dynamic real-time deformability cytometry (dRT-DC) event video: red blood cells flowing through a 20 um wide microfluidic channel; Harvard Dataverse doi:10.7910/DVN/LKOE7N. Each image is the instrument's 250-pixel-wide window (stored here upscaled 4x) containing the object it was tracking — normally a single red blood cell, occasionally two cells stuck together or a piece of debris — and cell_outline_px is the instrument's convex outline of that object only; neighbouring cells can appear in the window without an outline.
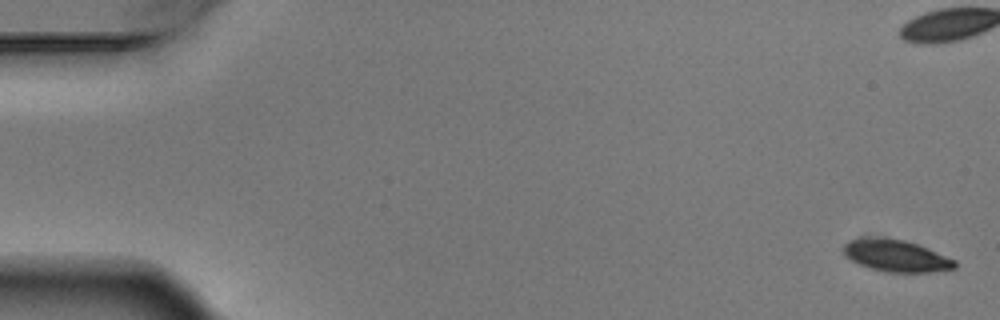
{"species": "Egyptian fruit bat (a non-hibernating species)", "species_latin": "Rousettus aegyptiacus", "temperature_condition": "warm", "stored_images_in_passage": 6, "camera_frame_rate_fps": 3000, "um_per_image_px": 0.085, "animal": {"sex": "male"}, "frame": {"image": 1, "passage_image": 1, "time_ms": 0.0, "image_size_px": [1000, 320], "cell_outline_px": [[956, 268], [928, 272], [884, 272], [868, 268], [844, 256], [840, 248], [848, 240], [904, 240], [928, 248], [956, 260]], "centroid_in_image_um": [76.17, 21.78], "position_along_channel_um": 8.8, "area_um2": 20.11}}